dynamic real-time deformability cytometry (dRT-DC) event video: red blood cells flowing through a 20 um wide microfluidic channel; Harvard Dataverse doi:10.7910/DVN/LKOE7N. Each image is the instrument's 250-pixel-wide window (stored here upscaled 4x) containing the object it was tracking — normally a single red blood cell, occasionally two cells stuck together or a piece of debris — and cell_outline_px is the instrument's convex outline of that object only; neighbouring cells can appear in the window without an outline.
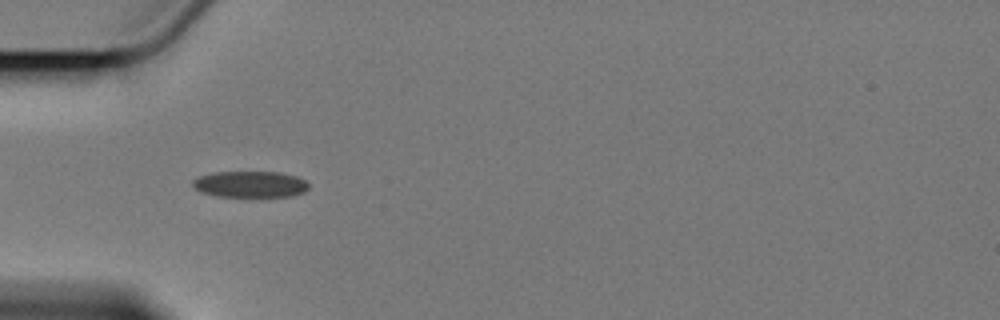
{"species": "Egyptian fruit bat (a non-hibernating species)", "species_latin": "Rousettus aegyptiacus", "temperature_condition": "cold", "stored_images_in_passage": 2, "camera_frame_rate_fps": 3000, "um_per_image_px": 0.085, "animal": {"sex": "female"}, "frame": {"image": 1, "passage_image": 1, "time_ms": 0.0, "image_size_px": [1000, 320], "cell_outline_px": [[308, 188], [304, 192], [292, 196], [260, 200], [216, 196], [200, 192], [192, 188], [192, 180], [196, 176], [212, 172], [280, 172], [296, 176], [304, 180], [308, 184]], "centroid_in_image_um": [21.23, 15.72], "position_along_channel_um": 63.8, "area_um2": 19.02}}
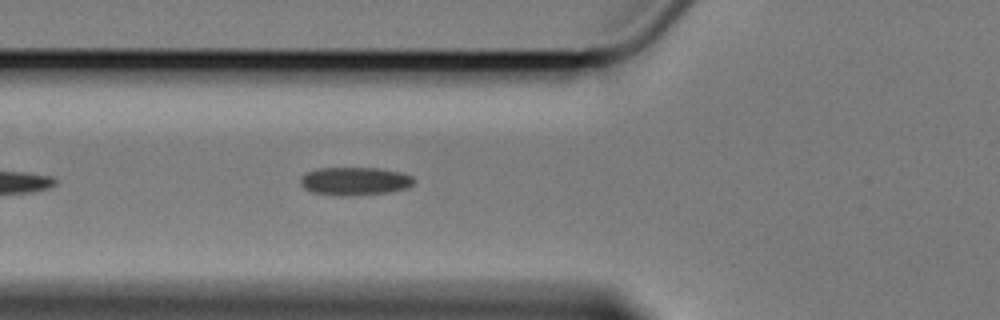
{"frame": {"image": 2, "passage_image": 2, "time_ms": 1.0, "image_size_px": [1000, 320], "cell_outline_px": [[416, 180], [408, 188], [388, 192], [312, 192], [304, 188], [300, 184], [300, 176], [308, 172], [320, 168], [380, 168], [400, 172], [412, 176]], "centroid_in_image_um": [30.2, 15.33], "position_along_channel_um": 95.6, "area_um2": 17.46}}